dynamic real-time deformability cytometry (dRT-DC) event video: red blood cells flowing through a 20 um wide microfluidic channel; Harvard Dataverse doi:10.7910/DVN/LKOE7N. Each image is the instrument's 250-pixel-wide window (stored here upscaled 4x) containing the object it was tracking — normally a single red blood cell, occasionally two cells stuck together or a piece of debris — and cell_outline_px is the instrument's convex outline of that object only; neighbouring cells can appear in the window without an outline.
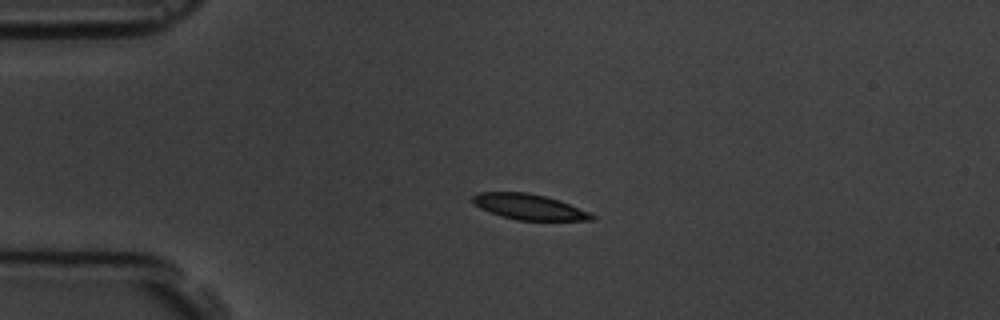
{"species": "common noctule bat (a hibernating species)", "species_latin": "Nyctalus noctula", "temperature_condition": "room temperature", "stored_images_in_passage": 6, "camera_frame_rate_fps": 3000, "um_per_image_px": 0.085, "animal": {"sex": "male", "body_mass_g": 19.5, "forearm_length_mm": 54.6}, "frame": {"image": 1, "passage_image": 4, "time_ms": 3.333, "image_size_px": [1000, 320], "cell_outline_px": [[596, 220], [516, 220], [500, 216], [480, 208], [472, 204], [472, 196], [480, 192], [528, 192], [560, 200], [588, 212], [596, 216]], "centroid_in_image_um": [44.94, 17.58], "position_along_channel_um": 40.1, "area_um2": 17.74}}
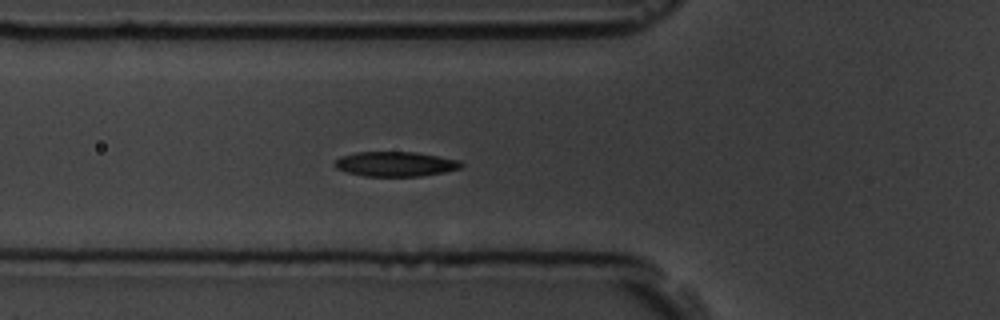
{"frame": {"image": 2, "passage_image": 6, "time_ms": 5.667, "image_size_px": [1000, 320], "cell_outline_px": [[464, 164], [460, 168], [444, 172], [420, 176], [364, 176], [348, 172], [336, 168], [332, 164], [340, 156], [356, 152], [416, 152], [460, 160]], "centroid_in_image_um": [33.6, 13.93], "position_along_channel_um": 92.2, "area_um2": 18.26}}